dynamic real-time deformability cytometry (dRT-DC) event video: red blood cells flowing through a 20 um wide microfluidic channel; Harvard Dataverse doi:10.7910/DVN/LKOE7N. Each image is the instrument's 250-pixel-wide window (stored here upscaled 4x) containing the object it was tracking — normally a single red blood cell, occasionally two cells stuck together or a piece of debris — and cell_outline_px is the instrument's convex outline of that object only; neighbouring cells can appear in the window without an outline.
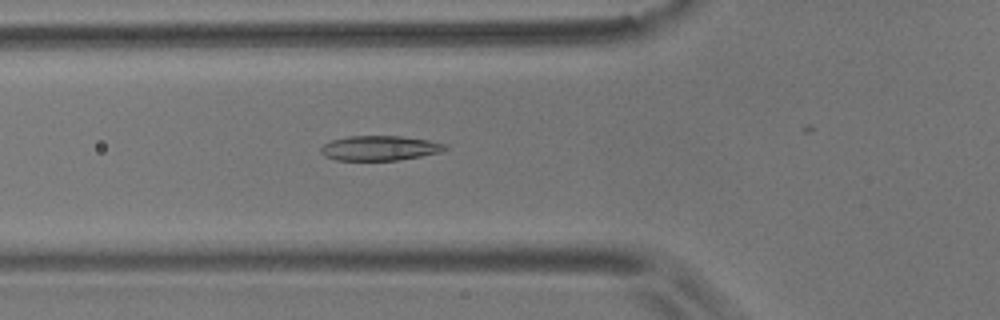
{"species": "common noctule bat (a hibernating species)", "species_latin": "Nyctalus noctula", "temperature_condition": "room temperature", "stored_images_in_passage": 6, "camera_frame_rate_fps": 3000, "um_per_image_px": 0.085, "animal": {"sex": "male", "body_mass_g": 17.9}, "frame": {"image": 1, "passage_image": 6, "time_ms": 5.667, "image_size_px": [1000, 320], "cell_outline_px": [[448, 148], [440, 152], [420, 156], [396, 160], [336, 160], [324, 156], [320, 152], [320, 148], [324, 144], [332, 140], [348, 136], [400, 136], [428, 140], [448, 144]], "centroid_in_image_um": [32.27, 12.58], "position_along_channel_um": 93.5, "area_um2": 17.92}}